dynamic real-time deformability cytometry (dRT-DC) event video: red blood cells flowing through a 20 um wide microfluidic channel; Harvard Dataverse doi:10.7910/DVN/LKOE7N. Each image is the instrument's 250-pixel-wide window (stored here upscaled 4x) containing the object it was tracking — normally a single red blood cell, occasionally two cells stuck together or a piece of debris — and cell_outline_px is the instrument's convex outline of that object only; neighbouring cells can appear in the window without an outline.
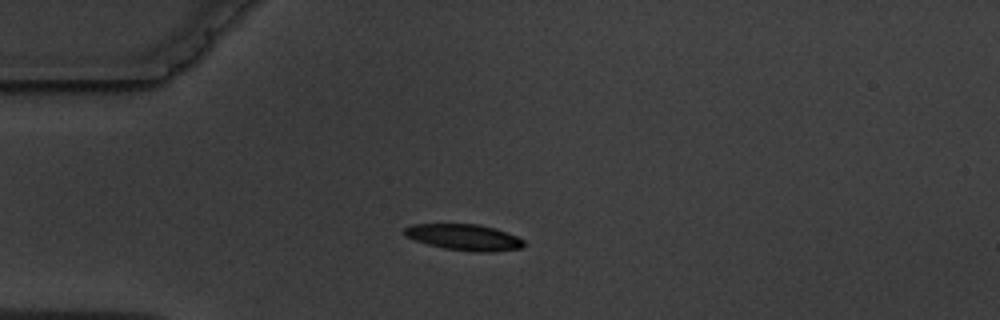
{"species": "common noctule bat (a hibernating species)", "species_latin": "Nyctalus noctula", "temperature_condition": "warm", "stored_images_in_passage": 3, "camera_frame_rate_fps": 3000, "um_per_image_px": 0.085, "animal": {"sex": "male", "body_mass_g": 19.5, "forearm_length_mm": 54.6}, "frame": {"image": 1, "passage_image": 1, "time_ms": 0.0, "image_size_px": [1000, 320], "cell_outline_px": [[524, 244], [520, 248], [492, 252], [476, 252], [444, 248], [428, 244], [404, 236], [404, 228], [412, 224], [480, 224], [496, 228], [508, 232], [524, 240]], "centroid_in_image_um": [39.46, 20.16], "position_along_channel_um": 45.5, "area_um2": 18.21}}
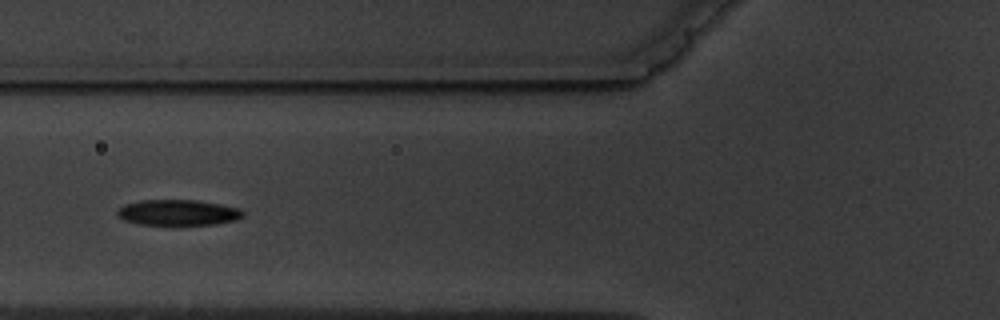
{"frame": {"image": 2, "passage_image": 3, "time_ms": 2.333, "image_size_px": [1000, 320], "cell_outline_px": [[244, 216], [236, 220], [216, 224], [180, 228], [172, 228], [140, 224], [124, 220], [116, 216], [116, 212], [124, 204], [140, 200], [196, 200], [220, 204], [240, 208], [244, 212]], "centroid_in_image_um": [15.13, 18.12], "position_along_channel_um": 110.7, "area_um2": 20.0}}